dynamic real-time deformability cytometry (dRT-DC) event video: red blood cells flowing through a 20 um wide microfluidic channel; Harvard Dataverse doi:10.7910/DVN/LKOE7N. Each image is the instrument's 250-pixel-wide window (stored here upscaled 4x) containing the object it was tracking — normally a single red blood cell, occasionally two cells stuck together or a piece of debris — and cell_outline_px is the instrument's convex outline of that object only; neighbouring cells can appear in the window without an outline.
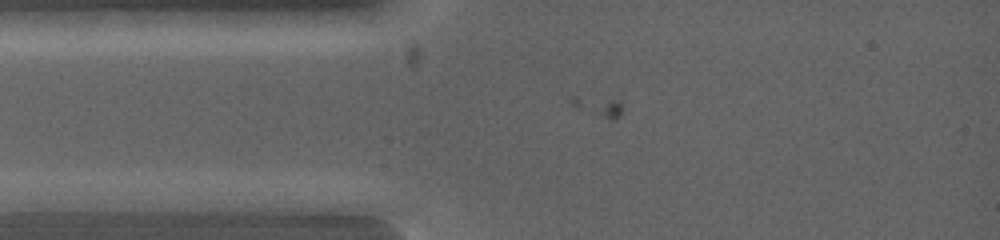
{"species": "common noctule bat (a hibernating species)", "species_latin": "Nyctalus noctula", "temperature_condition": "warm", "stored_images_in_passage": 4, "camera_frame_rate_fps": 5000, "um_per_image_px": 0.085, "animal": {"sex": "female", "body_mass_g": 19.0, "forearm_length_mm": 53.3}, "frame": {"image": 1, "passage_image": 2, "time_ms": 0.2, "image_size_px": [1000, 240], "cell_outline_px": [[108, 200], [96, 212], [20, 212], [12, 200], [48, 192], [100, 192]], "centroid_in_image_um": [5.24, 17.2], "position_along_channel_um": 79.8, "area_um2": 11.73}}